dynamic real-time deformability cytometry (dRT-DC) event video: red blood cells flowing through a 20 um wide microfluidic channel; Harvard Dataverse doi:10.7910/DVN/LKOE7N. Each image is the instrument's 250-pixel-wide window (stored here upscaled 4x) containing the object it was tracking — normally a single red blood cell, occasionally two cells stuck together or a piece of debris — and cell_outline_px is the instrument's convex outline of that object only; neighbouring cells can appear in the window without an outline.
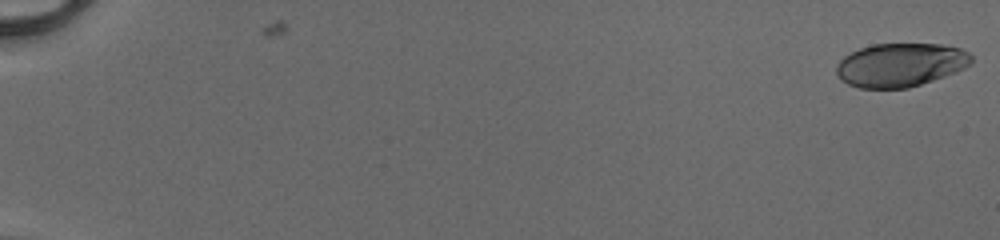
{"species": "human", "species_latin": "Homo sapiens", "temperature_condition": "cold", "stored_images_in_passage": 52, "camera_frame_rate_fps": 3000, "um_per_image_px": 0.085, "donor": {"sex": "male"}, "frame": {"image": 1, "passage_image": 1, "time_ms": 0.0, "image_size_px": [1000, 240], "cell_outline_px": [[972, 64], [956, 72], [908, 88], [860, 88], [848, 84], [840, 80], [836, 72], [836, 64], [844, 56], [860, 48], [872, 44], [940, 44], [960, 48], [968, 52], [972, 56]], "centroid_in_image_um": [76.53, 5.51], "position_along_channel_um": 8.5, "area_um2": 34.33}}
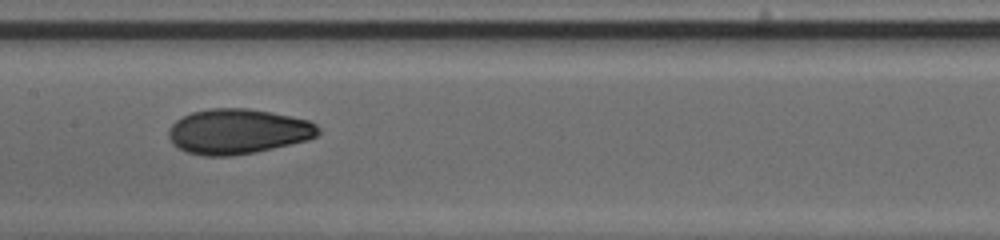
{"frame": {"image": 2, "passage_image": 29, "time_ms": 9.333, "image_size_px": [1000, 240], "cell_outline_px": [[320, 132], [316, 136], [308, 140], [256, 152], [232, 156], [204, 156], [188, 152], [172, 144], [168, 136], [168, 132], [172, 124], [176, 120], [192, 112], [212, 108], [248, 108], [272, 112], [292, 116], [308, 120], [316, 124], [320, 128]], "centroid_in_image_um": [20.24, 11.17], "position_along_channel_um": 187.2, "area_um2": 39.42}}
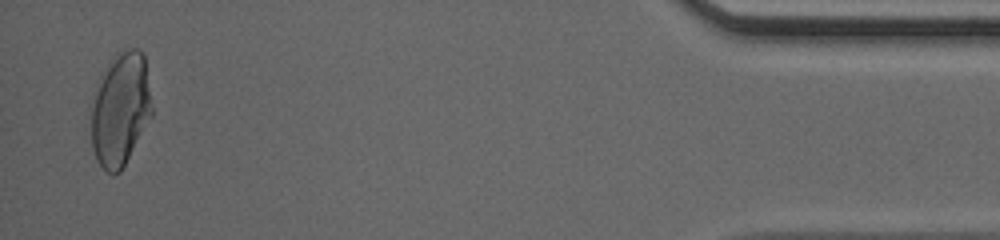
{"frame": {"image": 3, "passage_image": 51, "time_ms": 16.667, "image_size_px": [1000, 240], "cell_outline_px": [[152, 116], [120, 172], [112, 176], [96, 160], [92, 148], [88, 108], [100, 72], [112, 56], [116, 52], [128, 48], [136, 48], [144, 52], [152, 104]], "centroid_in_image_um": [10.18, 9.24], "position_along_channel_um": 425.0, "area_um2": 41.5}, "authors_computed_cell_mechanics": {"area_um2": 37.7723, "velocity_mm_per_s": 4.1779, "shape_relaxation_time_tau1_ms": 6.983, "shape_relaxation_time_tau2_ms": 1.2115, "deformation_change_tau1": 0.2313, "deformation_change_tau2": 0.058}}